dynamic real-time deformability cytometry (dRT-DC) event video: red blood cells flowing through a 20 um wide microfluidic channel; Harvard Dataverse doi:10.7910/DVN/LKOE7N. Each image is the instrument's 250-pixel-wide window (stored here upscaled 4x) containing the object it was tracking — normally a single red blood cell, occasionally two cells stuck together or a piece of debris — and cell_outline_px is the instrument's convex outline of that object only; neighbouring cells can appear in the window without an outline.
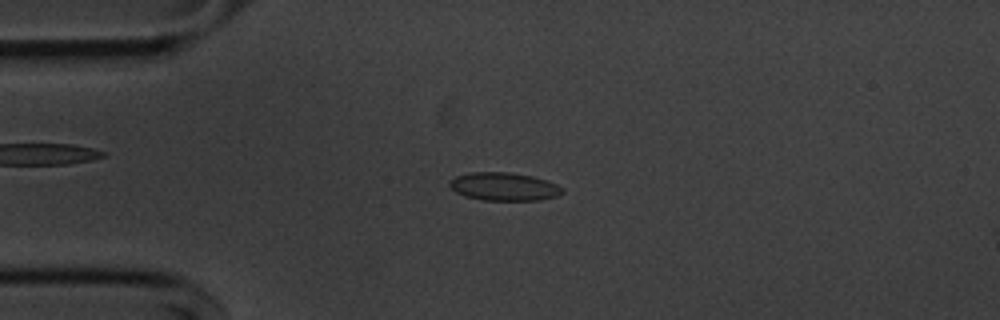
{"species": "common noctule bat (a hibernating species)", "species_latin": "Nyctalus noctula", "temperature_condition": "cold", "stored_images_in_passage": 48, "camera_frame_rate_fps": 3000, "um_per_image_px": 0.085, "animal": {"sex": "male", "body_mass_g": 20.1, "forearm_length_mm": 53.5}, "frame": {"image": 1, "passage_image": 6, "time_ms": 1.667, "image_size_px": [1000, 320], "cell_outline_px": [[564, 192], [556, 196], [540, 200], [484, 200], [464, 196], [456, 192], [448, 184], [456, 176], [468, 172], [508, 172], [532, 176], [548, 180], [564, 188]], "centroid_in_image_um": [42.86, 15.86], "position_along_channel_um": 42.1, "area_um2": 18.5}}
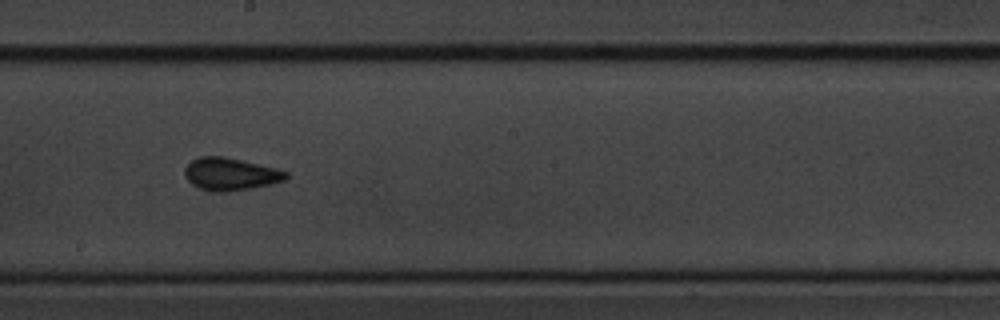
{"frame": {"image": 2, "passage_image": 23, "time_ms": 7.333, "image_size_px": [1000, 320], "cell_outline_px": [[288, 176], [284, 180], [272, 184], [252, 188], [228, 192], [216, 192], [200, 188], [192, 184], [184, 176], [184, 168], [192, 160], [200, 156], [220, 156], [240, 160], [288, 172]], "centroid_in_image_um": [19.55, 14.81], "position_along_channel_um": 228.7, "area_um2": 18.96}}
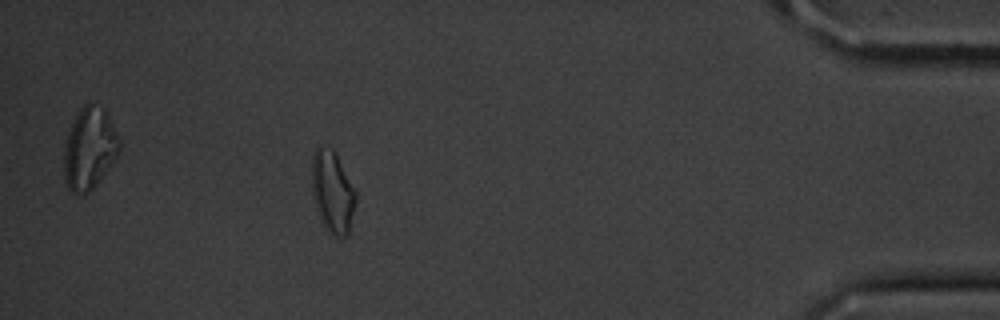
{"frame": {"image": 3, "passage_image": 42, "time_ms": 13.667, "image_size_px": [1000, 320], "cell_outline_px": [[356, 200], [348, 232], [344, 236], [336, 236], [328, 232], [324, 228], [320, 220], [316, 208], [312, 192], [312, 156], [316, 148], [332, 148], [356, 192]], "centroid_in_image_um": [28.24, 16.34], "position_along_channel_um": 407.0, "area_um2": 20.52}, "authors_computed_cell_mechanics": {"area_um2": 18.0625, "velocity_mm_per_s": 3.6303, "shape_relaxation_time_tau1_ms": 2.5395, "shape_relaxation_time_tau2_ms": 2.9537, "deformation_change_tau1": 0.0656, "deformation_change_tau2": 0.07}}